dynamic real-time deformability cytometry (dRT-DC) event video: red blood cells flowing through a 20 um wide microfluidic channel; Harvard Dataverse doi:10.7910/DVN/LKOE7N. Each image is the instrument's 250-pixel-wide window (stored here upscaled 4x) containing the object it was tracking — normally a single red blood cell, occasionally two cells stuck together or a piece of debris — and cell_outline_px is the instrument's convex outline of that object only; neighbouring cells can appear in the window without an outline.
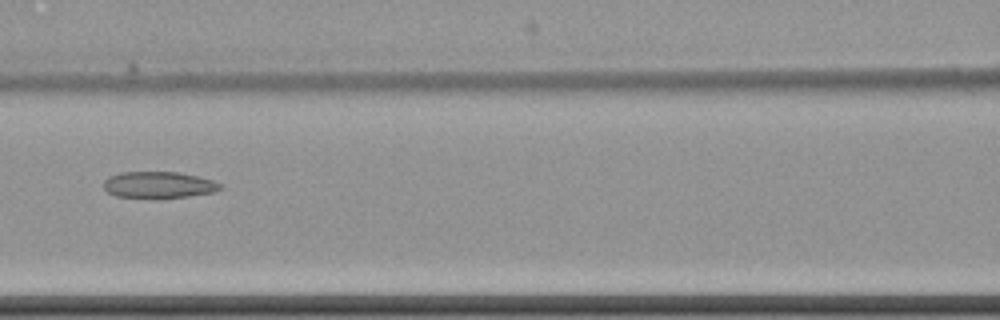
{"species": "common noctule bat (a hibernating species)", "species_latin": "Nyctalus noctula", "temperature_condition": "cold", "stored_images_in_passage": 6, "camera_frame_rate_fps": 3000, "um_per_image_px": 0.085, "animal": {"sex": "female", "body_mass_g": 22.7, "forearm_length_mm": 54.2}, "frame": {"image": 1, "passage_image": 3, "time_ms": 2.333, "image_size_px": [1000, 320], "cell_outline_px": [[224, 188], [216, 192], [188, 196], [116, 196], [108, 192], [104, 188], [104, 180], [108, 176], [120, 172], [180, 172], [212, 180], [224, 184]], "centroid_in_image_um": [13.54, 15.68], "position_along_channel_um": 153.1, "area_um2": 17.63}}
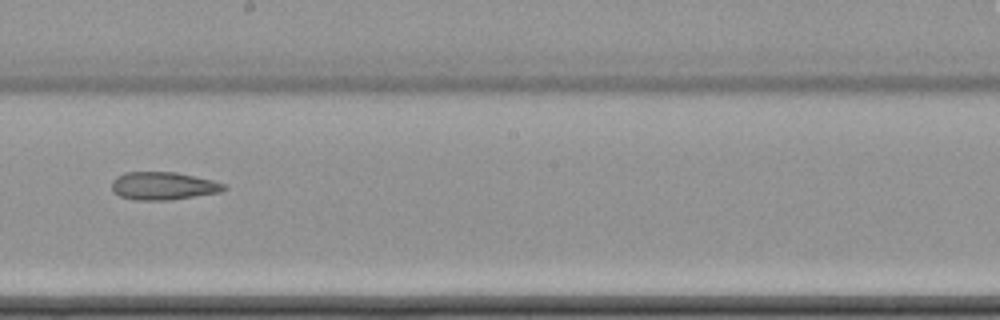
{"frame": {"image": 2, "passage_image": 5, "time_ms": 4.667, "image_size_px": [1000, 320], "cell_outline_px": [[228, 188], [220, 192], [172, 200], [132, 200], [120, 196], [112, 192], [112, 180], [116, 176], [124, 172], [176, 172], [212, 180], [224, 184]], "centroid_in_image_um": [13.84, 15.8], "position_along_channel_um": 234.4, "area_um2": 18.38}}
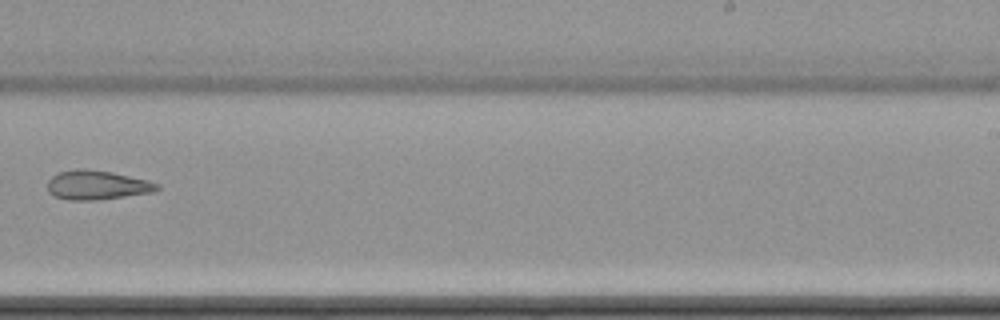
{"frame": {"image": 3, "passage_image": 6, "time_ms": 6.0, "image_size_px": [1000, 320], "cell_outline_px": [[160, 188], [156, 192], [100, 200], [68, 200], [56, 196], [48, 192], [48, 180], [52, 176], [60, 172], [112, 172], [148, 180], [160, 184]], "centroid_in_image_um": [8.34, 15.79], "position_along_channel_um": 280.7, "area_um2": 18.03}}